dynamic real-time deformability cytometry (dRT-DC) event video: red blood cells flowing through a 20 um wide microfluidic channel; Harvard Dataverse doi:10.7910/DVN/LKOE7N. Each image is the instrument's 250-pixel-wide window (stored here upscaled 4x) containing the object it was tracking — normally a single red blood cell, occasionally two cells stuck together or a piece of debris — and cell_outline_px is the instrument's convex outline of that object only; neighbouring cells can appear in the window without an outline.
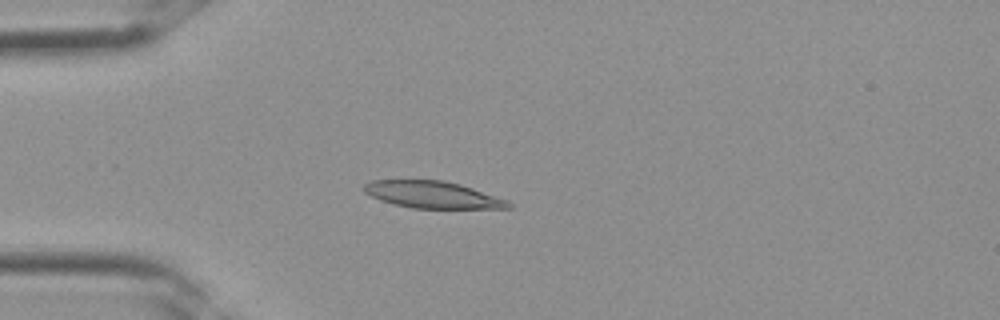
{"species": "Egyptian fruit bat (a non-hibernating species)", "species_latin": "Rousettus aegyptiacus", "temperature_condition": "room temperature", "stored_images_in_passage": 3, "camera_frame_rate_fps": 3000, "um_per_image_px": 0.085, "frame": {"image": 1, "passage_image": 3, "time_ms": 0.667, "image_size_px": [1000, 320], "cell_outline_px": [[512, 208], [412, 208], [380, 200], [364, 192], [360, 188], [368, 180], [444, 180], [460, 184], [508, 200], [512, 204]], "centroid_in_image_um": [36.74, 16.54], "position_along_channel_um": 48.3, "area_um2": 22.66}}